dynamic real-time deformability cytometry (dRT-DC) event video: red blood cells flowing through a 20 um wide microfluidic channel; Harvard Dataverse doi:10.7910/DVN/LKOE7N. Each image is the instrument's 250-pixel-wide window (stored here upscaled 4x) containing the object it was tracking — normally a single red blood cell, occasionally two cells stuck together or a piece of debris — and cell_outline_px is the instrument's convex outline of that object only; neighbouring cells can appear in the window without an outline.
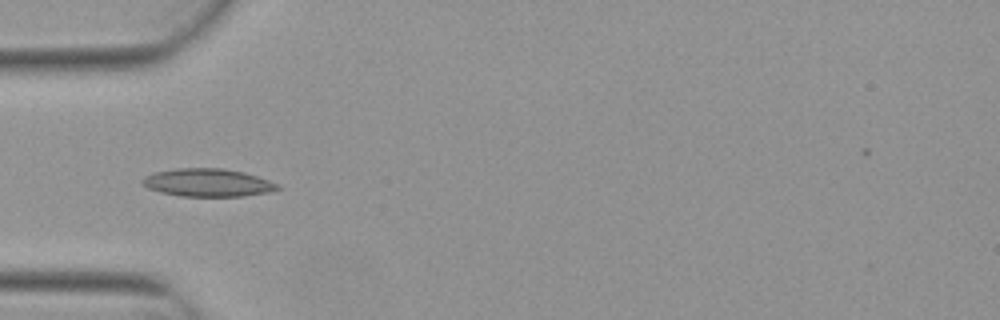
{"species": "Egyptian fruit bat (a non-hibernating species)", "species_latin": "Rousettus aegyptiacus", "temperature_condition": "warm", "stored_images_in_passage": 4, "camera_frame_rate_fps": 3000, "um_per_image_px": 0.085, "animal": {"sex": "female"}, "frame": {"image": 1, "passage_image": 2, "time_ms": 0.333, "image_size_px": [1000, 320], "cell_outline_px": [[280, 188], [268, 192], [244, 196], [180, 196], [160, 192], [148, 188], [140, 180], [144, 176], [156, 172], [176, 168], [224, 168], [244, 172], [280, 184]], "centroid_in_image_um": [17.65, 15.52], "position_along_channel_um": 67.3, "area_um2": 21.96}}
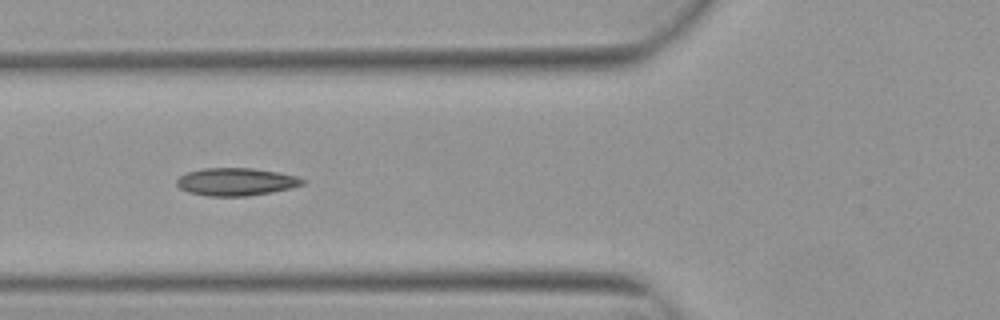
{"frame": {"image": 2, "passage_image": 3, "time_ms": 0.667, "image_size_px": [1000, 320], "cell_outline_px": [[308, 180], [304, 184], [292, 188], [272, 192], [248, 196], [208, 196], [188, 192], [180, 188], [176, 184], [176, 180], [180, 176], [188, 172], [204, 168], [252, 168], [276, 172], [296, 176]], "centroid_in_image_um": [20.09, 15.46], "position_along_channel_um": 105.7, "area_um2": 20.35}}
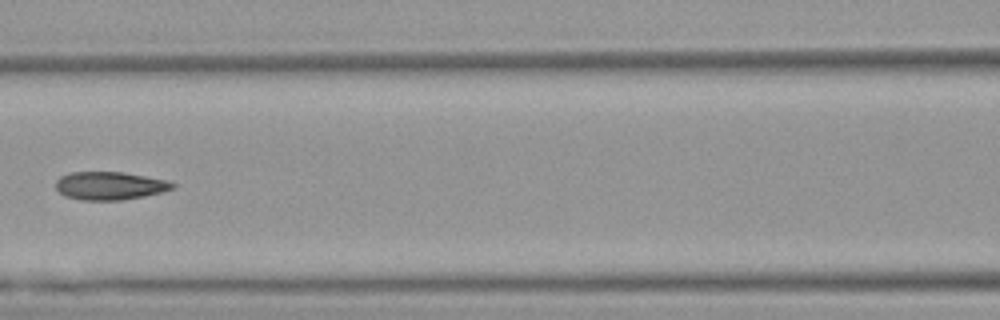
{"frame": {"image": 3, "passage_image": 4, "time_ms": 1.0, "image_size_px": [1000, 320], "cell_outline_px": [[176, 188], [164, 192], [144, 196], [120, 200], [80, 200], [64, 196], [56, 188], [56, 180], [60, 176], [68, 172], [124, 172], [168, 180], [176, 184]], "centroid_in_image_um": [9.36, 15.78], "position_along_channel_um": 157.2, "area_um2": 19.36}}